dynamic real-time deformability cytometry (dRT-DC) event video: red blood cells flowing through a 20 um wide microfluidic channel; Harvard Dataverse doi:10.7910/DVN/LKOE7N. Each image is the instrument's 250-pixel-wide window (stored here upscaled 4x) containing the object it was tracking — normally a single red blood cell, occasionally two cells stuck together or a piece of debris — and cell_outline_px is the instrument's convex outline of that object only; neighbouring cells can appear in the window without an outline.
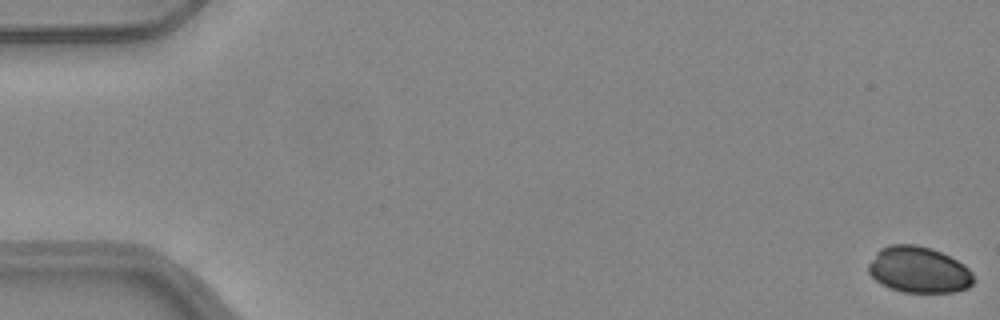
{"species": "common noctule bat (a hibernating species)", "species_latin": "Nyctalus noctula", "temperature_condition": "warm", "stored_images_in_passage": 5, "camera_frame_rate_fps": 3000, "um_per_image_px": 0.085, "animal": {"sex": "female", "body_mass_g": 24.6, "forearm_length_mm": 56.2}, "frame": {"image": 1, "passage_image": 1, "time_ms": 0.0, "image_size_px": [1000, 320], "cell_outline_px": [[976, 280], [968, 288], [956, 292], [904, 292], [880, 284], [868, 272], [868, 264], [876, 252], [880, 248], [888, 244], [916, 244], [932, 248], [964, 264], [972, 272]], "centroid_in_image_um": [78.1, 22.92], "position_along_channel_um": 6.9, "area_um2": 28.5}}